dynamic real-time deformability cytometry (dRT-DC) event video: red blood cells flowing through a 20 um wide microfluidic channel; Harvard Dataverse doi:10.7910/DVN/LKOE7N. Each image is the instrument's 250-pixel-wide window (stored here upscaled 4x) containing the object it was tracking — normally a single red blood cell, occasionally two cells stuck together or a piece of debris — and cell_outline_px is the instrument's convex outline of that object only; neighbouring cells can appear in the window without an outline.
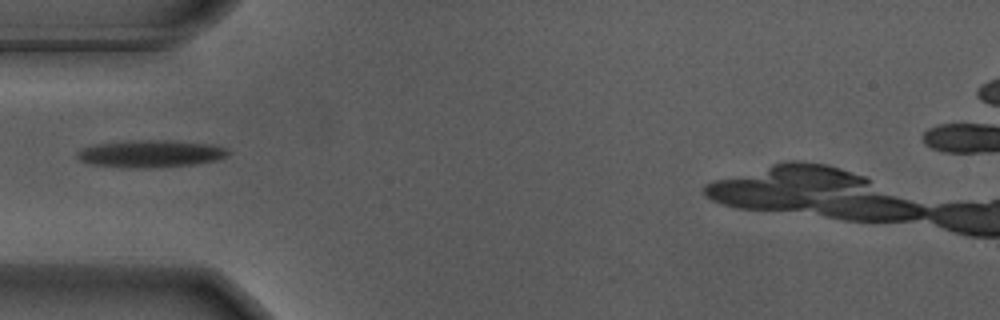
{"species": "Egyptian fruit bat (a non-hibernating species)", "species_latin": "Rousettus aegyptiacus", "temperature_condition": "warm", "stored_images_in_passage": 36, "camera_frame_rate_fps": 3000, "um_per_image_px": 0.085, "animal": {"sex": "male"}, "frame": {"image": 1, "passage_image": 1, "time_ms": 0.0, "image_size_px": [1000, 320], "cell_outline_px": [[232, 152], [228, 156], [216, 160], [196, 164], [144, 168], [140, 168], [92, 164], [80, 160], [76, 156], [76, 152], [84, 148], [96, 144], [132, 140], [164, 140], [212, 144], [224, 148]], "centroid_in_image_um": [12.84, 13.06], "position_along_channel_um": 72.2, "area_um2": 23.76}}
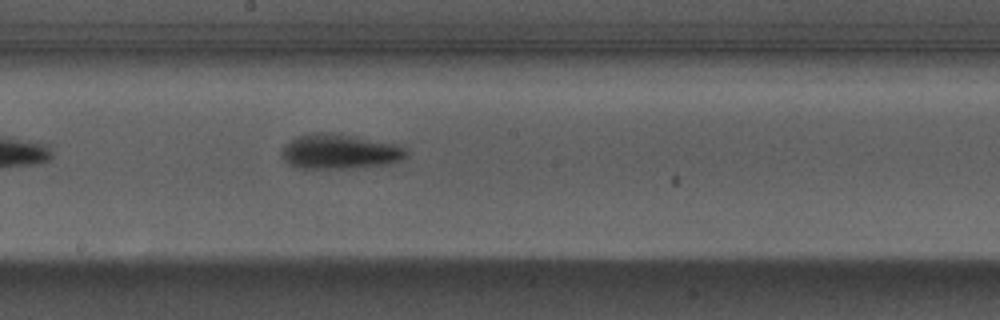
{"frame": {"image": 2, "passage_image": 13, "time_ms": 4.0, "image_size_px": [1000, 320], "cell_outline_px": [[408, 156], [400, 160], [388, 164], [352, 168], [296, 168], [288, 164], [284, 160], [284, 148], [296, 136], [316, 132], [336, 132], [396, 144], [408, 148]], "centroid_in_image_um": [28.93, 12.87], "position_along_channel_um": 219.3, "area_um2": 25.37}}
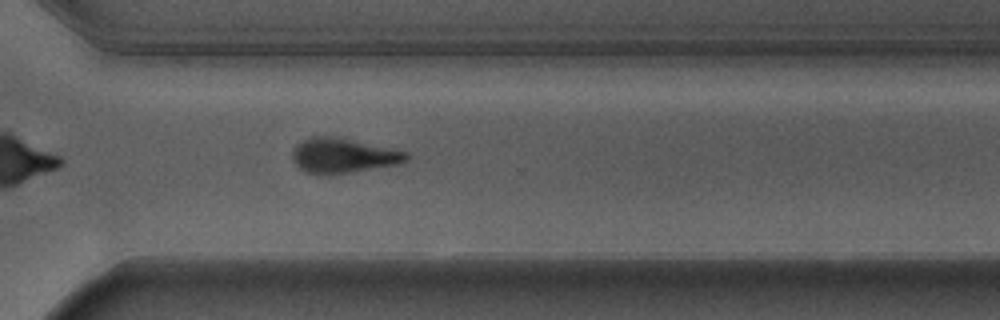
{"frame": {"image": 3, "passage_image": 23, "time_ms": 7.333, "image_size_px": [1000, 320], "cell_outline_px": [[408, 160], [396, 164], [332, 176], [304, 172], [292, 160], [292, 152], [296, 144], [312, 136], [336, 136], [408, 152]], "centroid_in_image_um": [29.13, 13.24], "position_along_channel_um": 341.5, "area_um2": 23.29}}